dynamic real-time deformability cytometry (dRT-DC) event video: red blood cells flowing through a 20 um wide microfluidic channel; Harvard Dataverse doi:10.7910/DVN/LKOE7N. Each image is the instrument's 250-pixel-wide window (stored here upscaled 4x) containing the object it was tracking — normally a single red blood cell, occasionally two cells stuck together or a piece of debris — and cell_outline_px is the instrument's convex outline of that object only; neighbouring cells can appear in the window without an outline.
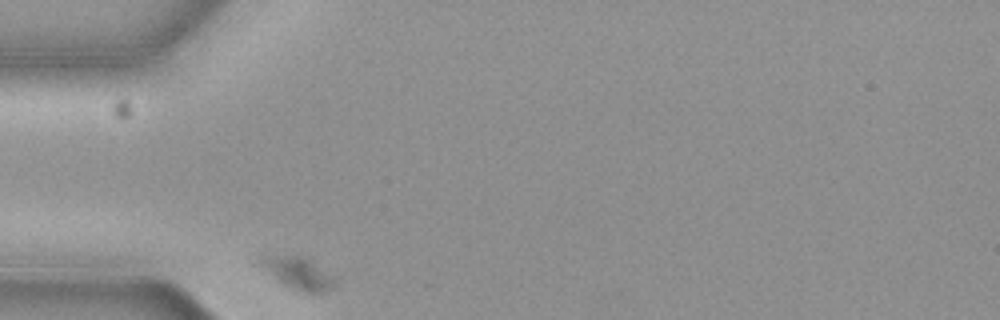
{"species": "common noctule bat (a hibernating species)", "species_latin": "Nyctalus noctula", "temperature_condition": "cold", "stored_images_in_passage": 2, "camera_frame_rate_fps": 3000, "um_per_image_px": 0.085, "animal": {"sex": "female", "body_mass_g": 19.3, "forearm_length_mm": 54.1}, "frame": {"image": 1, "passage_image": 1, "time_ms": 0.0, "image_size_px": [1000, 320], "cell_outline_px": [[336, 284], [328, 292], [304, 292], [292, 288], [284, 284], [264, 268], [256, 260], [256, 256], [260, 252], [272, 252], [300, 256], [312, 260], [332, 276], [336, 280]], "centroid_in_image_um": [25.24, 23.12], "position_along_channel_um": 59.8, "area_um2": 14.39}}
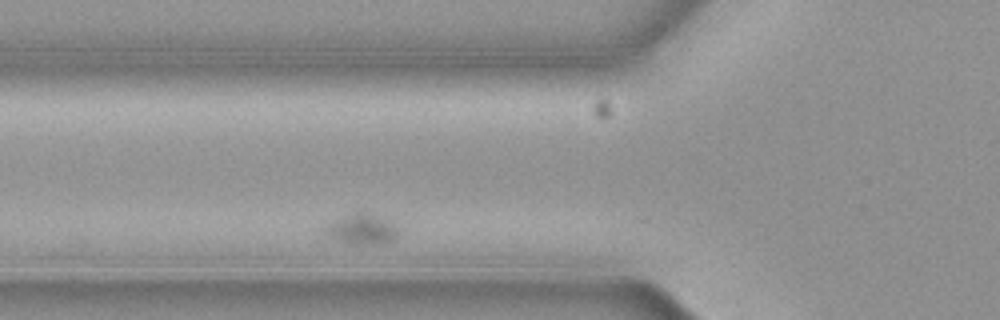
{"frame": {"image": 2, "passage_image": 2, "time_ms": 0.333, "image_size_px": [1000, 320], "cell_outline_px": [[404, 228], [392, 240], [384, 244], [348, 244], [324, 236], [324, 228], [332, 220], [348, 212], [372, 212], [400, 224]], "centroid_in_image_um": [30.81, 19.45], "position_along_channel_um": 95.0, "area_um2": 14.05}}